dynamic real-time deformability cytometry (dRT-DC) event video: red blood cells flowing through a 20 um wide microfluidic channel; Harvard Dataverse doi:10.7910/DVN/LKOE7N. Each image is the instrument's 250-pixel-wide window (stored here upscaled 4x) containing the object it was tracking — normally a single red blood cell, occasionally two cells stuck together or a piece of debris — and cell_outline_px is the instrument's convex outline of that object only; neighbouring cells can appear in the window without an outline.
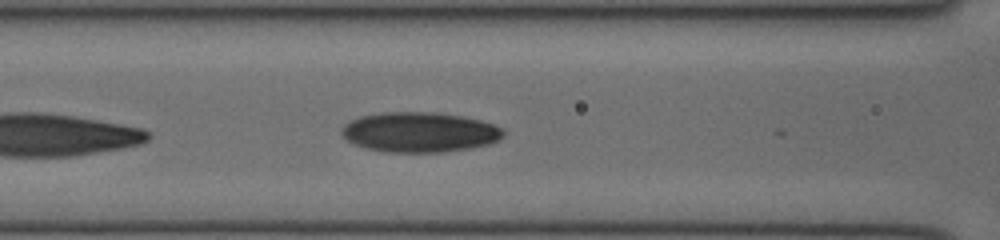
{"species": "human", "species_latin": "Homo sapiens", "temperature_condition": "cold", "stored_images_in_passage": 18, "camera_frame_rate_fps": 3000, "um_per_image_px": 0.085, "donor": {"sex": "female"}, "frame": {"image": 1, "passage_image": 6, "time_ms": 1.667, "image_size_px": [1000, 240], "cell_outline_px": [[504, 136], [500, 140], [488, 144], [468, 148], [444, 152], [384, 152], [364, 148], [348, 140], [340, 132], [340, 128], [344, 124], [360, 116], [384, 112], [432, 112], [460, 116], [480, 120], [492, 124], [500, 128], [504, 132]], "centroid_in_image_um": [35.64, 11.24], "position_along_channel_um": 131.0, "area_um2": 37.63}}
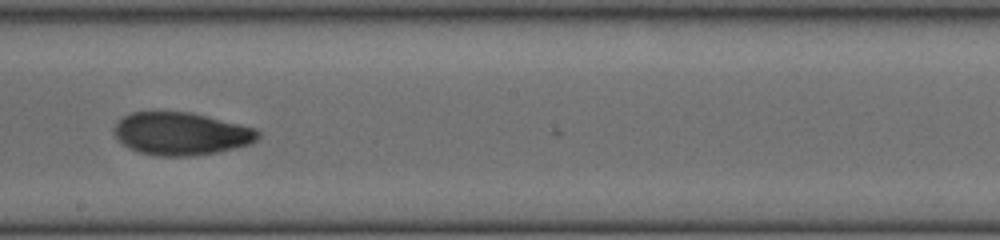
{"frame": {"image": 2, "passage_image": 13, "time_ms": 4.0, "image_size_px": [1000, 240], "cell_outline_px": [[260, 136], [252, 144], [220, 152], [192, 156], [156, 156], [140, 152], [128, 148], [112, 132], [116, 124], [124, 116], [132, 112], [192, 112], [256, 128], [260, 132]], "centroid_in_image_um": [15.44, 11.37], "position_along_channel_um": 232.8, "area_um2": 36.01}}